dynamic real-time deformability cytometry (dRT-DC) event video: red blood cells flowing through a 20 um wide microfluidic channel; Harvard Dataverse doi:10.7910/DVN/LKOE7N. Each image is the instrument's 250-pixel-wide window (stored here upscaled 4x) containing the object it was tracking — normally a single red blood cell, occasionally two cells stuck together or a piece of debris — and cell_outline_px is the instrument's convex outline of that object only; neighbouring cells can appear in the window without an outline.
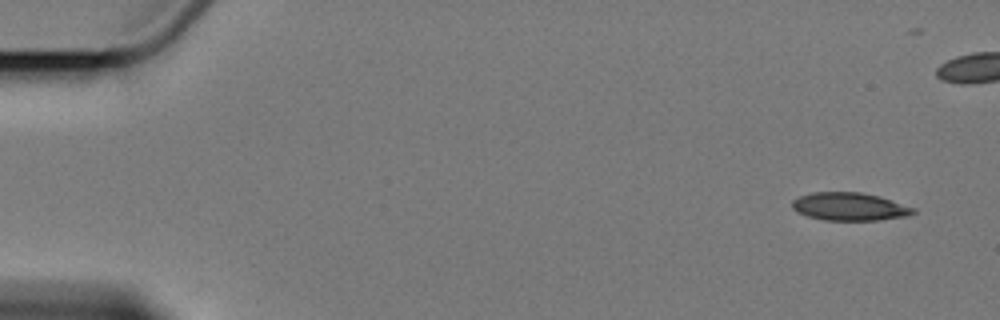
{"species": "Egyptian fruit bat (a non-hibernating species)", "species_latin": "Rousettus aegyptiacus", "temperature_condition": "cold", "stored_images_in_passage": 7, "segment_of_instrument_passage": [1, 2], "camera_frame_rate_fps": 3000, "um_per_image_px": 0.085, "animal": {"sex": "female"}, "frame": {"image": 1, "passage_image": 1, "time_ms": 0.0, "image_size_px": [1000, 320], "cell_outline_px": [[916, 212], [908, 216], [880, 220], [824, 220], [808, 216], [796, 212], [792, 208], [792, 200], [800, 196], [812, 192], [860, 192], [880, 196], [916, 208]], "centroid_in_image_um": [72.23, 17.56], "position_along_channel_um": 12.8, "area_um2": 19.88}}
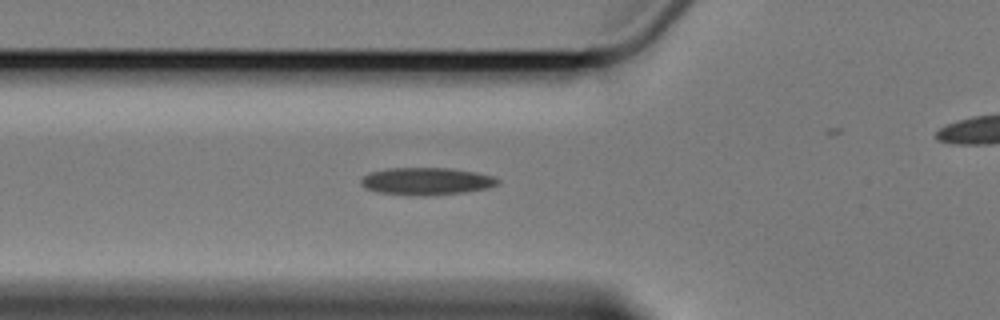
{"frame": {"image": 2, "passage_image": 6, "time_ms": 6.0, "image_size_px": [1000, 320], "cell_outline_px": [[500, 184], [488, 188], [464, 192], [380, 192], [364, 188], [360, 184], [360, 180], [368, 172], [388, 168], [448, 168], [476, 172], [492, 176], [500, 180]], "centroid_in_image_um": [36.26, 15.34], "position_along_channel_um": 89.5, "area_um2": 20.58}}